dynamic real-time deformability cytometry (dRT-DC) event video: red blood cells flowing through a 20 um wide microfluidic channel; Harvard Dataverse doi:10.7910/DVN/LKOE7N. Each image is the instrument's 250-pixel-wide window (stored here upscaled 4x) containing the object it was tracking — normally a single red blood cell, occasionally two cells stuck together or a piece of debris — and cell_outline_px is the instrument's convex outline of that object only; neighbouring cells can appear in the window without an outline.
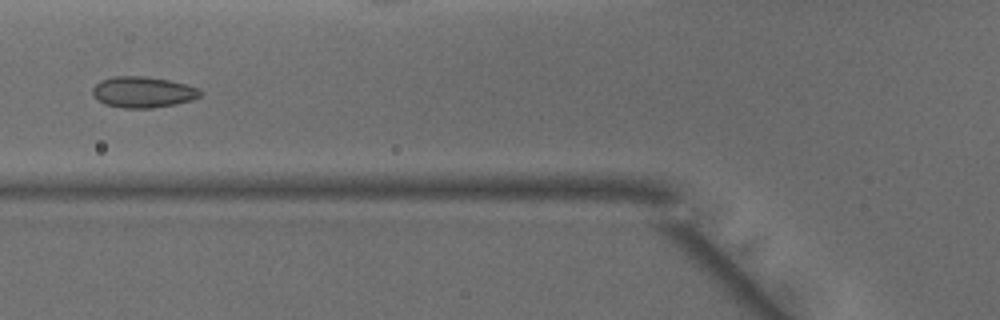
{"species": "common noctule bat (a hibernating species)", "species_latin": "Nyctalus noctula", "temperature_condition": "warm", "stored_images_in_passage": 38, "camera_frame_rate_fps": 3000, "um_per_image_px": 0.085, "animal": {"sex": "male", "body_mass_g": 15.6}, "frame": {"image": 1, "passage_image": 9, "time_ms": 2.667, "image_size_px": [1000, 320], "cell_outline_px": [[204, 92], [200, 96], [192, 100], [176, 104], [152, 108], [120, 108], [104, 104], [92, 92], [92, 88], [100, 80], [112, 76], [144, 76], [168, 80], [200, 88]], "centroid_in_image_um": [12.17, 7.83], "position_along_channel_um": 113.6, "area_um2": 19.54}}
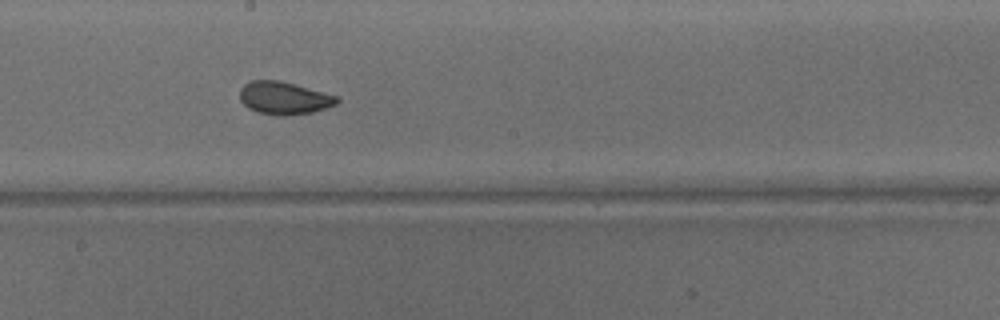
{"frame": {"image": 2, "passage_image": 17, "time_ms": 5.333, "image_size_px": [1000, 320], "cell_outline_px": [[340, 100], [336, 104], [312, 112], [288, 116], [280, 116], [256, 112], [248, 108], [240, 100], [240, 88], [244, 84], [252, 80], [276, 80], [340, 96]], "centroid_in_image_um": [24.13, 8.34], "position_along_channel_um": 224.1, "area_um2": 18.5}}
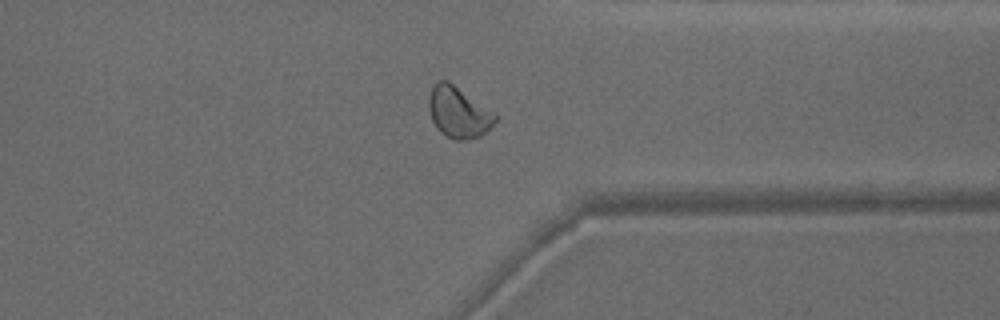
{"frame": {"image": 3, "passage_image": 28, "time_ms": 9.0, "image_size_px": [1000, 320], "cell_outline_px": [[496, 120], [480, 136], [468, 140], [456, 140], [440, 132], [436, 128], [432, 120], [428, 108], [428, 96], [432, 84], [440, 80], [448, 80], [496, 112]], "centroid_in_image_um": [38.95, 9.51], "position_along_channel_um": 372.5, "area_um2": 20.0}, "authors_computed_cell_mechanics": {"area_um2": 19.074, "velocity_mm_per_s": 4.1339, "shape_relaxation_time_tau1_ms": 5.0701, "shape_relaxation_time_tau2_ms": 0.652, "deformation_change_tau1": 0.1138, "deformation_change_tau2": 0.0611}}